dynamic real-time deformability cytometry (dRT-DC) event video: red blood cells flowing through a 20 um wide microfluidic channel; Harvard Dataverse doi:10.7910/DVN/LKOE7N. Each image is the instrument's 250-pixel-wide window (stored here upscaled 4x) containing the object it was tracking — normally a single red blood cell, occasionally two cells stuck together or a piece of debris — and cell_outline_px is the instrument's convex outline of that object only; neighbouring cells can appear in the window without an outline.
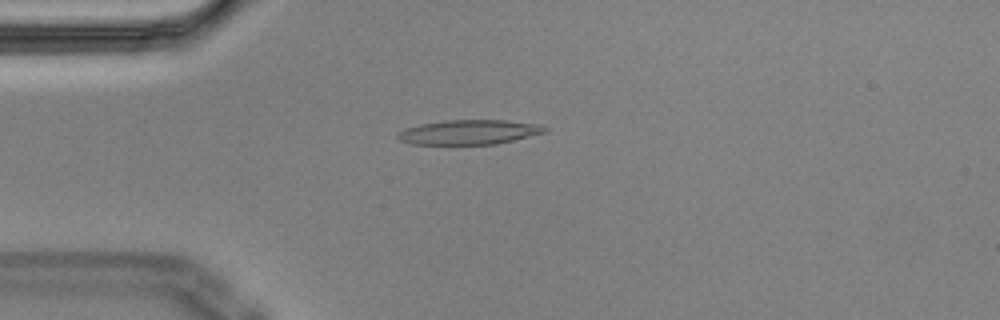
{"species": "Egyptian fruit bat (a non-hibernating species)", "species_latin": "Rousettus aegyptiacus", "temperature_condition": "cold", "stored_images_in_passage": 6, "camera_frame_rate_fps": 3000, "um_per_image_px": 0.085, "animal": {"sex": "male"}, "frame": {"image": 1, "passage_image": 2, "time_ms": 0.333, "image_size_px": [1000, 320], "cell_outline_px": [[548, 128], [544, 132], [496, 144], [412, 144], [400, 140], [396, 136], [396, 132], [404, 128], [420, 124], [444, 120], [504, 120], [536, 124]], "centroid_in_image_um": [39.78, 11.23], "position_along_channel_um": 45.2, "area_um2": 20.92}}
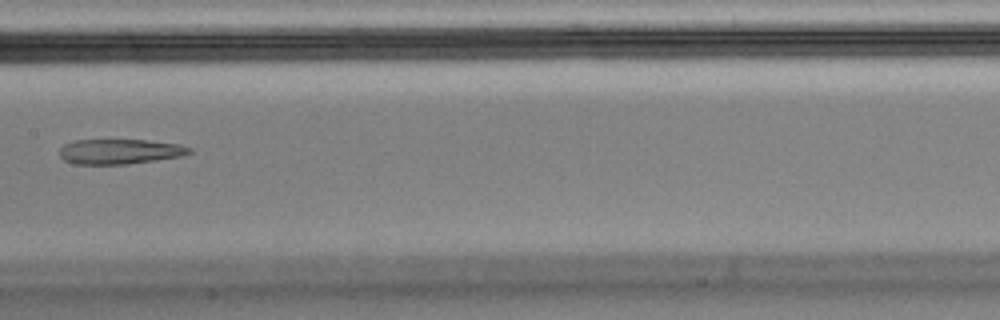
{"frame": {"image": 2, "passage_image": 6, "time_ms": 1.667, "image_size_px": [1000, 320], "cell_outline_px": [[192, 152], [184, 156], [128, 164], [76, 164], [64, 160], [60, 156], [60, 148], [64, 144], [76, 140], [148, 140], [180, 144], [192, 148]], "centroid_in_image_um": [10.22, 12.88], "position_along_channel_um": 197.2, "area_um2": 19.02}}